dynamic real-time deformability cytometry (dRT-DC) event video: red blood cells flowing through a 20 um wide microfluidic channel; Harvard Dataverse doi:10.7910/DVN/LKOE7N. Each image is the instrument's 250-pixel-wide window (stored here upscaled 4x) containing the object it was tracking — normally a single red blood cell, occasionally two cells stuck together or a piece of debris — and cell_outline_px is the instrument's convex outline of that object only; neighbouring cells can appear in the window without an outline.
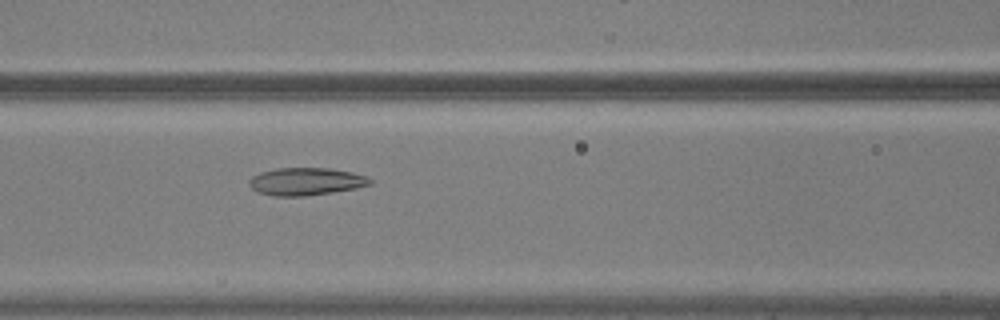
{"species": "common noctule bat (a hibernating species)", "species_latin": "Nyctalus noctula", "temperature_condition": "warm", "stored_images_in_passage": 55, "camera_frame_rate_fps": 3000, "um_per_image_px": 0.085, "animal": {"sex": "male", "body_mass_g": 20.5, "forearm_length_mm": 52.5}, "frame": {"image": 1, "passage_image": 25, "time_ms": 8.0, "image_size_px": [1000, 320], "cell_outline_px": [[372, 184], [356, 188], [332, 192], [304, 196], [272, 196], [256, 192], [248, 184], [248, 180], [252, 176], [260, 172], [276, 168], [332, 168], [352, 172], [368, 176], [372, 180]], "centroid_in_image_um": [25.99, 15.42], "position_along_channel_um": 140.6, "area_um2": 19.65}}
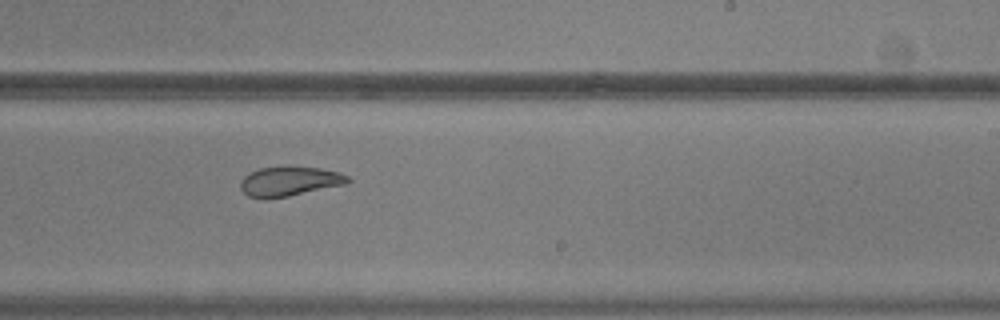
{"frame": {"image": 2, "passage_image": 35, "time_ms": 11.333, "image_size_px": [1000, 320], "cell_outline_px": [[352, 180], [348, 184], [288, 196], [264, 200], [248, 196], [240, 188], [240, 180], [248, 172], [260, 168], [320, 168], [340, 172], [348, 176]], "centroid_in_image_um": [24.6, 15.44], "position_along_channel_um": 264.4, "area_um2": 18.44}}
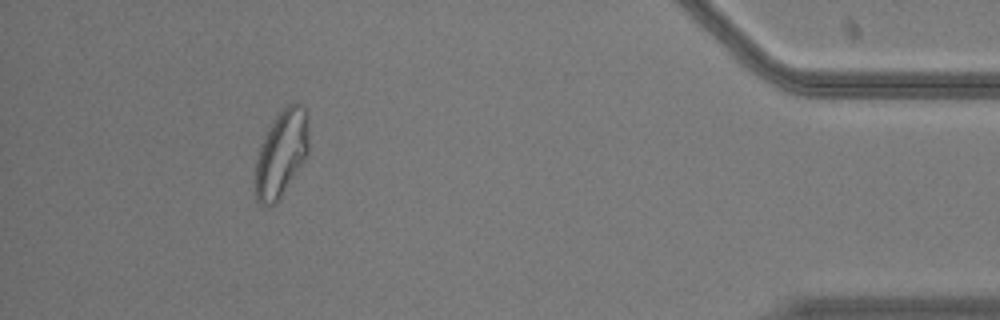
{"frame": {"image": 3, "passage_image": 51, "time_ms": 16.667, "image_size_px": [1000, 320], "cell_outline_px": [[308, 152], [304, 160], [280, 200], [276, 204], [268, 208], [260, 204], [256, 200], [256, 160], [260, 144], [268, 128], [276, 116], [288, 104], [296, 100], [308, 112]], "centroid_in_image_um": [23.93, 13.06], "position_along_channel_um": 411.3, "area_um2": 27.28}, "authors_computed_cell_mechanics": {"area_um2": 23.987, "velocity_mm_per_s": 3.7169, "shape_relaxation_time_tau1_ms": null, "shape_relaxation_time_tau2_ms": 1.9661, "deformation_change_tau1": null, "deformation_change_tau2": 0.0831}}